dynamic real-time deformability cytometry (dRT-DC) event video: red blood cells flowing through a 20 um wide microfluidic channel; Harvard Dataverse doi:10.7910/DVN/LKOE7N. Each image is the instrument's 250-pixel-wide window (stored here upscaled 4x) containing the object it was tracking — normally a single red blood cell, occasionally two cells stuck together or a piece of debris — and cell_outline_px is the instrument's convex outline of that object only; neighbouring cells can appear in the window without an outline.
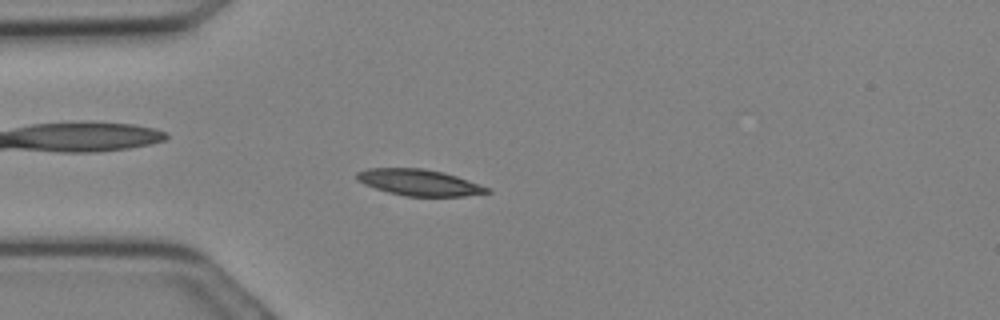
{"species": "Egyptian fruit bat (a non-hibernating species)", "species_latin": "Rousettus aegyptiacus", "temperature_condition": "cold", "stored_images_in_passage": 19, "camera_frame_rate_fps": 3000, "um_per_image_px": 0.085, "animal": {"sex": "female"}, "frame": {"image": 1, "passage_image": 7, "time_ms": 2.0, "image_size_px": [1000, 320], "cell_outline_px": [[492, 192], [464, 196], [404, 196], [388, 192], [364, 184], [356, 180], [356, 172], [368, 168], [424, 168], [444, 172], [492, 188]], "centroid_in_image_um": [35.64, 15.51], "position_along_channel_um": 49.4, "area_um2": 20.06}}
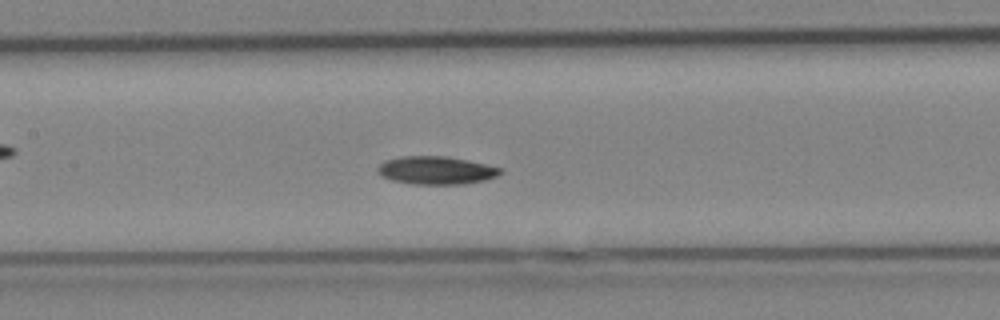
{"frame": {"image": 2, "passage_image": 13, "time_ms": 4.0, "image_size_px": [1000, 320], "cell_outline_px": [[504, 172], [496, 176], [484, 180], [464, 184], [412, 184], [392, 180], [384, 176], [380, 172], [380, 164], [384, 160], [400, 156], [444, 156], [468, 160], [504, 168]], "centroid_in_image_um": [37.14, 14.47], "position_along_channel_um": 170.3, "area_um2": 19.94}}
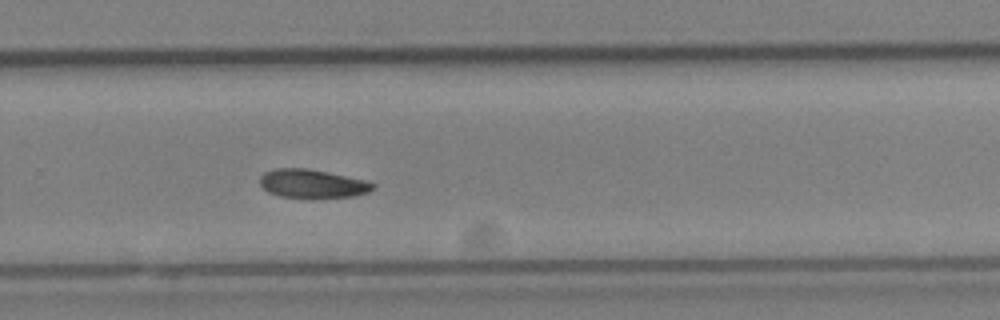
{"frame": {"image": 3, "passage_image": 19, "time_ms": 6.0, "image_size_px": [1000, 320], "cell_outline_px": [[376, 188], [368, 192], [352, 196], [280, 196], [268, 192], [260, 184], [260, 176], [264, 172], [276, 168], [308, 168], [368, 180], [376, 184]], "centroid_in_image_um": [26.57, 15.57], "position_along_channel_um": 303.2, "area_um2": 18.5}}